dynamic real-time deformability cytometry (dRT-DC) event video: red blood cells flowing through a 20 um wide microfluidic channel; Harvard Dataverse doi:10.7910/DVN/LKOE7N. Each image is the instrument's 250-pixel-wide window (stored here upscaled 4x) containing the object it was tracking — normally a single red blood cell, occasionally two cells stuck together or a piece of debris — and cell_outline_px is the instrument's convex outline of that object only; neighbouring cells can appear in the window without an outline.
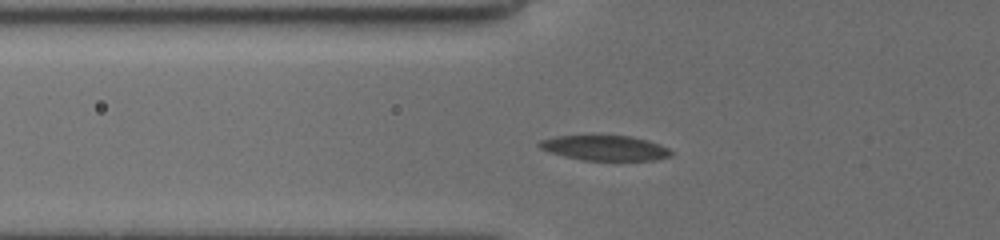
{"species": "common noctule bat (a hibernating species)", "species_latin": "Nyctalus noctula", "temperature_condition": "cold", "stored_images_in_passage": 18, "segment_of_instrument_passage": [1, 2], "camera_frame_rate_fps": 3000, "um_per_image_px": 0.085, "animal": {"sex": "female", "body_mass_g": 19.5, "forearm_length_mm": 54.1}, "frame": {"image": 1, "passage_image": 6, "time_ms": 4.667, "image_size_px": [1000, 240], "cell_outline_px": [[672, 156], [652, 160], [584, 160], [564, 156], [548, 152], [540, 148], [536, 144], [540, 140], [556, 136], [632, 136], [668, 148], [672, 152]], "centroid_in_image_um": [51.36, 12.58], "position_along_channel_um": 74.4, "area_um2": 18.96}}
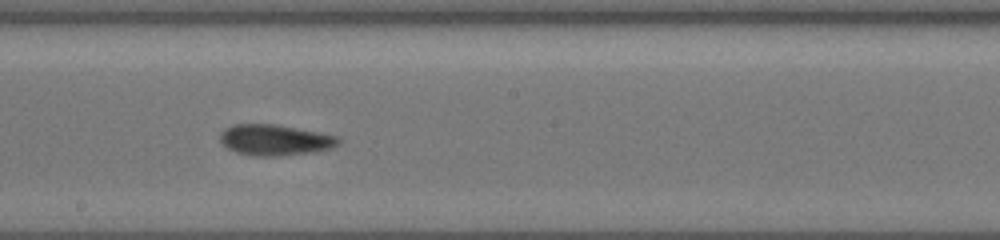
{"frame": {"image": 2, "passage_image": 11, "time_ms": 8.667, "image_size_px": [1000, 240], "cell_outline_px": [[340, 144], [332, 148], [316, 152], [280, 156], [256, 156], [236, 152], [228, 148], [220, 140], [220, 136], [228, 128], [236, 124], [272, 124], [340, 136]], "centroid_in_image_um": [23.45, 11.92], "position_along_channel_um": 224.8, "area_um2": 21.1}}
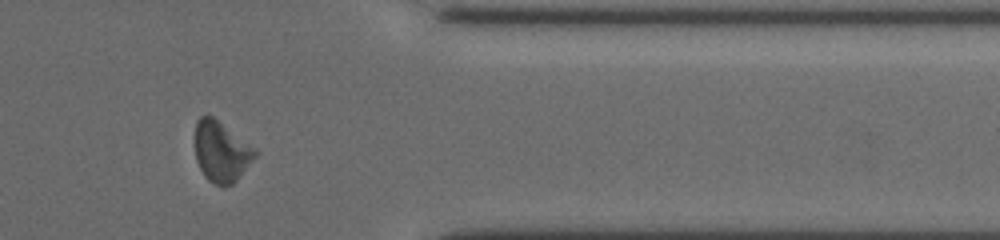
{"frame": {"image": 3, "passage_image": 15, "time_ms": 13.333, "image_size_px": [1000, 240], "cell_outline_px": [[256, 156], [236, 180], [232, 184], [216, 184], [208, 180], [204, 176], [196, 160], [196, 120], [200, 116], [212, 116], [256, 148]], "centroid_in_image_um": [18.8, 12.87], "position_along_channel_um": 392.6, "area_um2": 20.75}}